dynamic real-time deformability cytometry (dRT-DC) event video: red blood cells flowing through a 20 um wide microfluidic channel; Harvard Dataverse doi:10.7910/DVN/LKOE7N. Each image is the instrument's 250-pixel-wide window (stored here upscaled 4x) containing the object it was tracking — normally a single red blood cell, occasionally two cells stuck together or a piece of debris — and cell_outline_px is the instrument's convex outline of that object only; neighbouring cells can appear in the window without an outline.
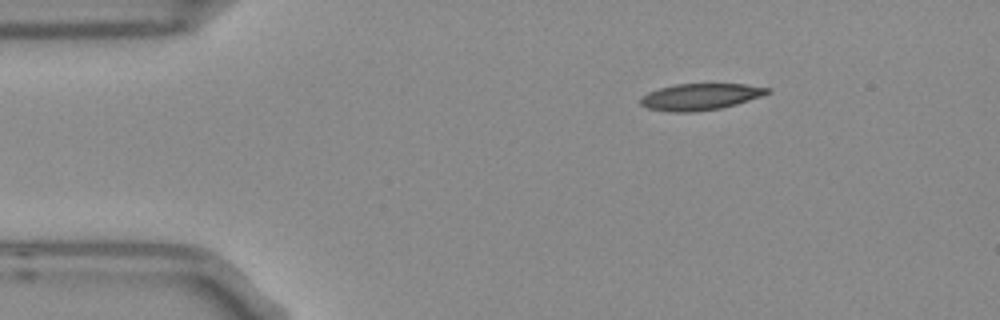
{"species": "Egyptian fruit bat (a non-hibernating species)", "species_latin": "Rousettus aegyptiacus", "temperature_condition": "room temperature", "stored_images_in_passage": 5, "camera_frame_rate_fps": 3000, "um_per_image_px": 0.085, "frame": {"image": 1, "passage_image": 5, "time_ms": 1.333, "image_size_px": [1000, 320], "cell_outline_px": [[772, 92], [764, 96], [736, 104], [720, 108], [692, 112], [668, 112], [648, 108], [640, 104], [640, 96], [648, 92], [660, 88], [676, 84], [744, 84], [768, 88]], "centroid_in_image_um": [59.52, 8.23], "position_along_channel_um": 25.5, "area_um2": 19.65}}